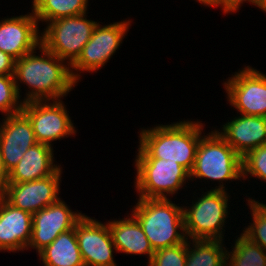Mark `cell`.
<instances>
[{
    "label": "cell",
    "mask_w": 266,
    "mask_h": 266,
    "mask_svg": "<svg viewBox=\"0 0 266 266\" xmlns=\"http://www.w3.org/2000/svg\"><path fill=\"white\" fill-rule=\"evenodd\" d=\"M88 0H36L32 10L38 21L45 25L58 18L88 14Z\"/></svg>",
    "instance_id": "cell-22"
},
{
    "label": "cell",
    "mask_w": 266,
    "mask_h": 266,
    "mask_svg": "<svg viewBox=\"0 0 266 266\" xmlns=\"http://www.w3.org/2000/svg\"><path fill=\"white\" fill-rule=\"evenodd\" d=\"M240 115V116H239ZM215 129L241 156L266 144V117L239 114Z\"/></svg>",
    "instance_id": "cell-16"
},
{
    "label": "cell",
    "mask_w": 266,
    "mask_h": 266,
    "mask_svg": "<svg viewBox=\"0 0 266 266\" xmlns=\"http://www.w3.org/2000/svg\"><path fill=\"white\" fill-rule=\"evenodd\" d=\"M134 167V186L139 198L169 199L190 181V173L177 162L161 158H135Z\"/></svg>",
    "instance_id": "cell-6"
},
{
    "label": "cell",
    "mask_w": 266,
    "mask_h": 266,
    "mask_svg": "<svg viewBox=\"0 0 266 266\" xmlns=\"http://www.w3.org/2000/svg\"><path fill=\"white\" fill-rule=\"evenodd\" d=\"M132 215L141 225L154 251L184 243L183 206L165 198H138ZM180 229V230H179Z\"/></svg>",
    "instance_id": "cell-3"
},
{
    "label": "cell",
    "mask_w": 266,
    "mask_h": 266,
    "mask_svg": "<svg viewBox=\"0 0 266 266\" xmlns=\"http://www.w3.org/2000/svg\"><path fill=\"white\" fill-rule=\"evenodd\" d=\"M196 2L201 3L203 6L205 5L206 7H214L218 0H195Z\"/></svg>",
    "instance_id": "cell-31"
},
{
    "label": "cell",
    "mask_w": 266,
    "mask_h": 266,
    "mask_svg": "<svg viewBox=\"0 0 266 266\" xmlns=\"http://www.w3.org/2000/svg\"><path fill=\"white\" fill-rule=\"evenodd\" d=\"M68 206L60 198L32 215L31 238L26 250L32 248L39 253L61 233L74 228L84 213L74 212Z\"/></svg>",
    "instance_id": "cell-13"
},
{
    "label": "cell",
    "mask_w": 266,
    "mask_h": 266,
    "mask_svg": "<svg viewBox=\"0 0 266 266\" xmlns=\"http://www.w3.org/2000/svg\"><path fill=\"white\" fill-rule=\"evenodd\" d=\"M31 232L32 214L14 207L0 194V252H24Z\"/></svg>",
    "instance_id": "cell-17"
},
{
    "label": "cell",
    "mask_w": 266,
    "mask_h": 266,
    "mask_svg": "<svg viewBox=\"0 0 266 266\" xmlns=\"http://www.w3.org/2000/svg\"><path fill=\"white\" fill-rule=\"evenodd\" d=\"M255 7L266 13V0H255Z\"/></svg>",
    "instance_id": "cell-32"
},
{
    "label": "cell",
    "mask_w": 266,
    "mask_h": 266,
    "mask_svg": "<svg viewBox=\"0 0 266 266\" xmlns=\"http://www.w3.org/2000/svg\"><path fill=\"white\" fill-rule=\"evenodd\" d=\"M130 19L95 26L91 38L82 48L79 57L70 65L71 75L78 83L82 72H96L103 68L121 46L131 26Z\"/></svg>",
    "instance_id": "cell-8"
},
{
    "label": "cell",
    "mask_w": 266,
    "mask_h": 266,
    "mask_svg": "<svg viewBox=\"0 0 266 266\" xmlns=\"http://www.w3.org/2000/svg\"><path fill=\"white\" fill-rule=\"evenodd\" d=\"M0 123V153L5 168L9 172L28 148L37 143L28 117L21 111L2 117Z\"/></svg>",
    "instance_id": "cell-15"
},
{
    "label": "cell",
    "mask_w": 266,
    "mask_h": 266,
    "mask_svg": "<svg viewBox=\"0 0 266 266\" xmlns=\"http://www.w3.org/2000/svg\"><path fill=\"white\" fill-rule=\"evenodd\" d=\"M247 206L250 209L252 218L250 225L245 226L243 232L251 242L260 245L266 251V204L255 200L254 198H246Z\"/></svg>",
    "instance_id": "cell-24"
},
{
    "label": "cell",
    "mask_w": 266,
    "mask_h": 266,
    "mask_svg": "<svg viewBox=\"0 0 266 266\" xmlns=\"http://www.w3.org/2000/svg\"><path fill=\"white\" fill-rule=\"evenodd\" d=\"M126 218L108 221L113 243L117 252L129 255H145L148 264L152 260L154 250L150 246L141 225L131 214Z\"/></svg>",
    "instance_id": "cell-19"
},
{
    "label": "cell",
    "mask_w": 266,
    "mask_h": 266,
    "mask_svg": "<svg viewBox=\"0 0 266 266\" xmlns=\"http://www.w3.org/2000/svg\"><path fill=\"white\" fill-rule=\"evenodd\" d=\"M43 266H85L78 246L75 227L57 236L38 253Z\"/></svg>",
    "instance_id": "cell-20"
},
{
    "label": "cell",
    "mask_w": 266,
    "mask_h": 266,
    "mask_svg": "<svg viewBox=\"0 0 266 266\" xmlns=\"http://www.w3.org/2000/svg\"><path fill=\"white\" fill-rule=\"evenodd\" d=\"M183 206L184 228L187 239L224 241L225 223L230 211V194L222 190H210ZM194 201V202H193ZM229 212V213H228Z\"/></svg>",
    "instance_id": "cell-5"
},
{
    "label": "cell",
    "mask_w": 266,
    "mask_h": 266,
    "mask_svg": "<svg viewBox=\"0 0 266 266\" xmlns=\"http://www.w3.org/2000/svg\"><path fill=\"white\" fill-rule=\"evenodd\" d=\"M250 176L266 182V144L247 152L242 157V180H249Z\"/></svg>",
    "instance_id": "cell-26"
},
{
    "label": "cell",
    "mask_w": 266,
    "mask_h": 266,
    "mask_svg": "<svg viewBox=\"0 0 266 266\" xmlns=\"http://www.w3.org/2000/svg\"><path fill=\"white\" fill-rule=\"evenodd\" d=\"M38 21L31 13L4 17L0 20V50L15 60L38 50L41 45V32Z\"/></svg>",
    "instance_id": "cell-14"
},
{
    "label": "cell",
    "mask_w": 266,
    "mask_h": 266,
    "mask_svg": "<svg viewBox=\"0 0 266 266\" xmlns=\"http://www.w3.org/2000/svg\"><path fill=\"white\" fill-rule=\"evenodd\" d=\"M36 50L15 60L14 79L21 98V83L28 86L23 102L61 100L78 85L71 75L70 65L48 51L42 44ZM67 64V65H66Z\"/></svg>",
    "instance_id": "cell-1"
},
{
    "label": "cell",
    "mask_w": 266,
    "mask_h": 266,
    "mask_svg": "<svg viewBox=\"0 0 266 266\" xmlns=\"http://www.w3.org/2000/svg\"><path fill=\"white\" fill-rule=\"evenodd\" d=\"M86 17V14H81L48 22L41 33V44L71 65L81 54L98 23Z\"/></svg>",
    "instance_id": "cell-7"
},
{
    "label": "cell",
    "mask_w": 266,
    "mask_h": 266,
    "mask_svg": "<svg viewBox=\"0 0 266 266\" xmlns=\"http://www.w3.org/2000/svg\"><path fill=\"white\" fill-rule=\"evenodd\" d=\"M187 240L184 243L154 251L148 266H186Z\"/></svg>",
    "instance_id": "cell-27"
},
{
    "label": "cell",
    "mask_w": 266,
    "mask_h": 266,
    "mask_svg": "<svg viewBox=\"0 0 266 266\" xmlns=\"http://www.w3.org/2000/svg\"><path fill=\"white\" fill-rule=\"evenodd\" d=\"M244 2L255 5V0H218L214 7L222 8L224 14L236 13Z\"/></svg>",
    "instance_id": "cell-28"
},
{
    "label": "cell",
    "mask_w": 266,
    "mask_h": 266,
    "mask_svg": "<svg viewBox=\"0 0 266 266\" xmlns=\"http://www.w3.org/2000/svg\"><path fill=\"white\" fill-rule=\"evenodd\" d=\"M223 86L233 109L243 115L266 117V74L248 65L235 72Z\"/></svg>",
    "instance_id": "cell-10"
},
{
    "label": "cell",
    "mask_w": 266,
    "mask_h": 266,
    "mask_svg": "<svg viewBox=\"0 0 266 266\" xmlns=\"http://www.w3.org/2000/svg\"><path fill=\"white\" fill-rule=\"evenodd\" d=\"M15 59L0 50V75H14Z\"/></svg>",
    "instance_id": "cell-29"
},
{
    "label": "cell",
    "mask_w": 266,
    "mask_h": 266,
    "mask_svg": "<svg viewBox=\"0 0 266 266\" xmlns=\"http://www.w3.org/2000/svg\"><path fill=\"white\" fill-rule=\"evenodd\" d=\"M223 242L225 241L187 239L186 266H226L228 248Z\"/></svg>",
    "instance_id": "cell-21"
},
{
    "label": "cell",
    "mask_w": 266,
    "mask_h": 266,
    "mask_svg": "<svg viewBox=\"0 0 266 266\" xmlns=\"http://www.w3.org/2000/svg\"><path fill=\"white\" fill-rule=\"evenodd\" d=\"M54 162L53 147L36 143L9 171L8 183L29 182L50 176L61 166Z\"/></svg>",
    "instance_id": "cell-18"
},
{
    "label": "cell",
    "mask_w": 266,
    "mask_h": 266,
    "mask_svg": "<svg viewBox=\"0 0 266 266\" xmlns=\"http://www.w3.org/2000/svg\"><path fill=\"white\" fill-rule=\"evenodd\" d=\"M76 238L85 266H117L108 222L83 215L75 224Z\"/></svg>",
    "instance_id": "cell-12"
},
{
    "label": "cell",
    "mask_w": 266,
    "mask_h": 266,
    "mask_svg": "<svg viewBox=\"0 0 266 266\" xmlns=\"http://www.w3.org/2000/svg\"><path fill=\"white\" fill-rule=\"evenodd\" d=\"M9 172L4 166L2 156L0 153V192L6 187L8 183Z\"/></svg>",
    "instance_id": "cell-30"
},
{
    "label": "cell",
    "mask_w": 266,
    "mask_h": 266,
    "mask_svg": "<svg viewBox=\"0 0 266 266\" xmlns=\"http://www.w3.org/2000/svg\"><path fill=\"white\" fill-rule=\"evenodd\" d=\"M22 112L32 124L37 143L53 147V141L77 133L62 99L28 101L23 104Z\"/></svg>",
    "instance_id": "cell-9"
},
{
    "label": "cell",
    "mask_w": 266,
    "mask_h": 266,
    "mask_svg": "<svg viewBox=\"0 0 266 266\" xmlns=\"http://www.w3.org/2000/svg\"><path fill=\"white\" fill-rule=\"evenodd\" d=\"M236 238L232 250H227L226 266H266V251L260 245L242 233Z\"/></svg>",
    "instance_id": "cell-23"
},
{
    "label": "cell",
    "mask_w": 266,
    "mask_h": 266,
    "mask_svg": "<svg viewBox=\"0 0 266 266\" xmlns=\"http://www.w3.org/2000/svg\"><path fill=\"white\" fill-rule=\"evenodd\" d=\"M205 179L219 182L212 190L225 191L223 182L242 178V157L219 135L216 130L204 134L197 147L190 180ZM225 185V186H224Z\"/></svg>",
    "instance_id": "cell-4"
},
{
    "label": "cell",
    "mask_w": 266,
    "mask_h": 266,
    "mask_svg": "<svg viewBox=\"0 0 266 266\" xmlns=\"http://www.w3.org/2000/svg\"><path fill=\"white\" fill-rule=\"evenodd\" d=\"M62 168L52 175L34 181L7 183L0 194L14 207L27 211L32 215L46 206L58 201Z\"/></svg>",
    "instance_id": "cell-11"
},
{
    "label": "cell",
    "mask_w": 266,
    "mask_h": 266,
    "mask_svg": "<svg viewBox=\"0 0 266 266\" xmlns=\"http://www.w3.org/2000/svg\"><path fill=\"white\" fill-rule=\"evenodd\" d=\"M23 99L19 97L14 75H0V112L13 115L22 111Z\"/></svg>",
    "instance_id": "cell-25"
},
{
    "label": "cell",
    "mask_w": 266,
    "mask_h": 266,
    "mask_svg": "<svg viewBox=\"0 0 266 266\" xmlns=\"http://www.w3.org/2000/svg\"><path fill=\"white\" fill-rule=\"evenodd\" d=\"M202 121L182 120L171 124H158L139 131L136 158H161L177 162L189 173L192 171L197 147L203 136Z\"/></svg>",
    "instance_id": "cell-2"
}]
</instances>
